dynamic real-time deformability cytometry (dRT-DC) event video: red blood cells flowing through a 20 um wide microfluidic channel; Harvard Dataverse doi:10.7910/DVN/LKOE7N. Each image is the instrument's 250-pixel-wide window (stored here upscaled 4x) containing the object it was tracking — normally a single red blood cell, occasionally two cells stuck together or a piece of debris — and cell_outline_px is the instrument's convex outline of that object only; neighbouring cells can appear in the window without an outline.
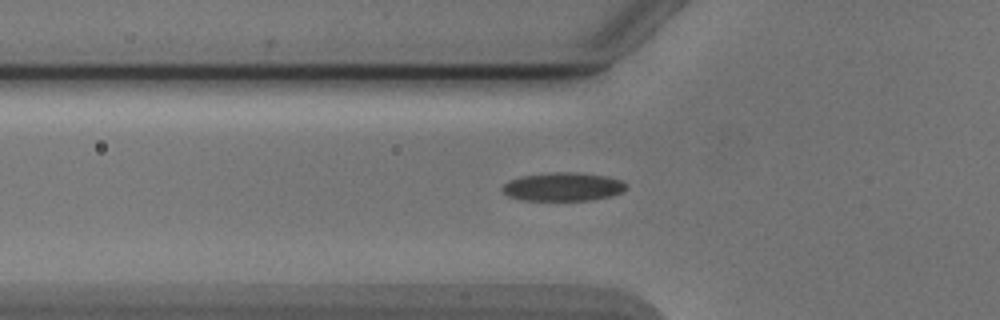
{"species": "Egyptian fruit bat (a non-hibernating species)", "species_latin": "Rousettus aegyptiacus", "temperature_condition": "cold", "stored_images_in_passage": 49, "camera_frame_rate_fps": 3000, "um_per_image_px": 0.085, "animal": {"sex": "male"}, "frame": {"image": 1, "passage_image": 18, "time_ms": 5.667, "image_size_px": [1000, 320], "cell_outline_px": [[628, 188], [624, 192], [612, 196], [592, 200], [524, 200], [508, 196], [500, 188], [508, 180], [520, 176], [552, 172], [576, 172], [608, 176], [624, 180], [628, 184]], "centroid_in_image_um": [47.92, 15.87], "position_along_channel_um": 77.9, "area_um2": 20.98}}
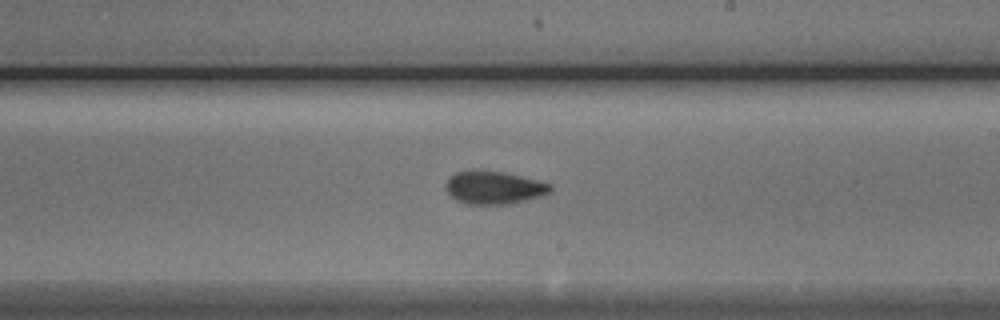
{"frame": {"image": 2, "passage_image": 31, "time_ms": 10.0, "image_size_px": [1000, 320], "cell_outline_px": [[552, 192], [544, 196], [508, 204], [464, 204], [456, 200], [444, 188], [444, 184], [456, 172], [504, 172], [552, 184]], "centroid_in_image_um": [42.03, 15.98], "position_along_channel_um": 247.0, "area_um2": 19.77}}
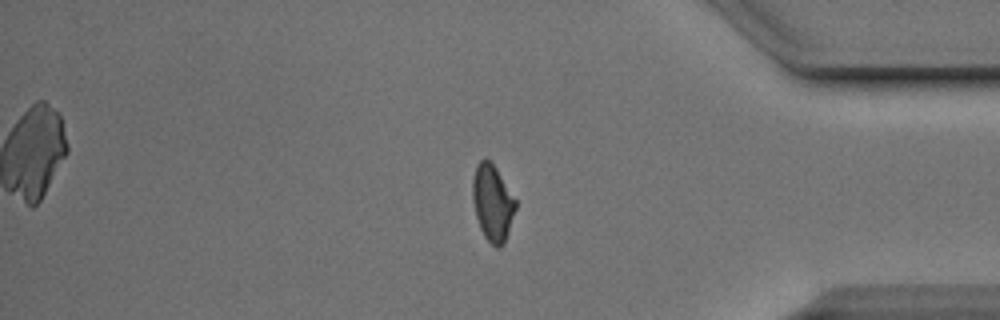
{"frame": {"image": 3, "passage_image": 44, "time_ms": 14.333, "image_size_px": [1000, 320], "cell_outline_px": [[516, 208], [504, 244], [500, 248], [496, 248], [484, 236], [480, 228], [476, 216], [472, 200], [472, 180], [476, 164], [480, 160], [488, 160], [496, 168], [516, 200]], "centroid_in_image_um": [41.85, 17.26], "position_along_channel_um": 393.3, "area_um2": 19.02}}